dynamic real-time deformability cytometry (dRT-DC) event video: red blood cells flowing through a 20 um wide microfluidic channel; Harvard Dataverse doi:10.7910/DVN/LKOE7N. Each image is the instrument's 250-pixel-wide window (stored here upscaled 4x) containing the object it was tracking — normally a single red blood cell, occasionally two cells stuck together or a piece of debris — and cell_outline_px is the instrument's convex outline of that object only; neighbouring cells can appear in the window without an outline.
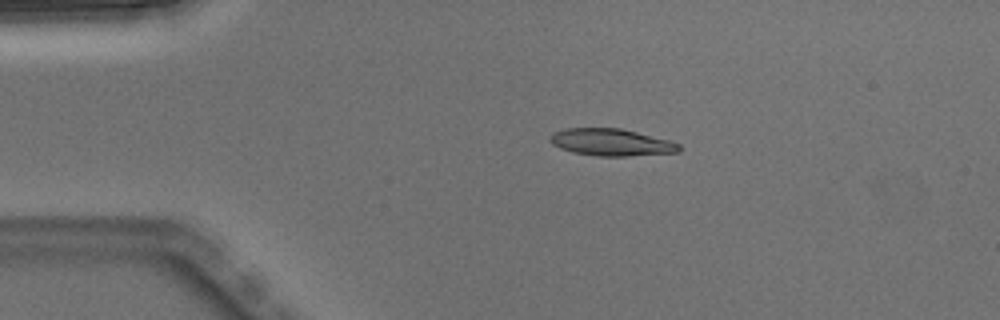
{"species": "Egyptian fruit bat (a non-hibernating species)", "species_latin": "Rousettus aegyptiacus", "temperature_condition": "warm", "stored_images_in_passage": 2, "camera_frame_rate_fps": 3000, "um_per_image_px": 0.085, "animal": {"sex": "male"}, "frame": {"image": 1, "passage_image": 1, "time_ms": 0.0, "image_size_px": [1000, 320], "cell_outline_px": [[680, 152], [628, 156], [596, 156], [572, 152], [560, 148], [552, 144], [548, 136], [552, 132], [564, 128], [620, 128], [668, 140], [680, 144]], "centroid_in_image_um": [51.91, 12.09], "position_along_channel_um": 33.1, "area_um2": 20.4}}